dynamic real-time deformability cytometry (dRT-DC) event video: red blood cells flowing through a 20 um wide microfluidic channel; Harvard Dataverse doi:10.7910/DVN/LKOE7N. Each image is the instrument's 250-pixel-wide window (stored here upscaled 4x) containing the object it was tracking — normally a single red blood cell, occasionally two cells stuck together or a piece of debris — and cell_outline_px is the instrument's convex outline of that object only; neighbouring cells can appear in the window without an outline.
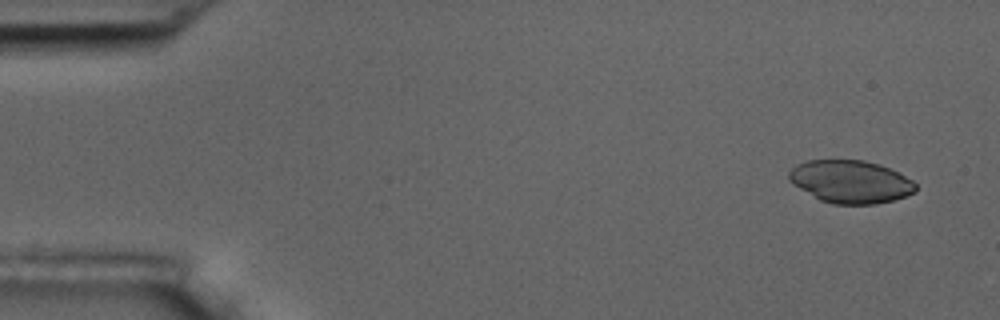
{"species": "common noctule bat (a hibernating species)", "species_latin": "Nyctalus noctula", "temperature_condition": "room temperature", "stored_images_in_passage": 4, "camera_frame_rate_fps": 3000, "um_per_image_px": 0.085, "animal": {"sex": "male", "body_mass_g": 17.5, "forearm_length_mm": 52.3}, "frame": {"image": 1, "passage_image": 1, "time_ms": 0.0, "image_size_px": [1000, 320], "cell_outline_px": [[916, 192], [892, 200], [876, 204], [832, 204], [820, 200], [792, 184], [788, 180], [788, 172], [796, 164], [808, 160], [864, 160], [880, 164], [912, 180], [916, 184]], "centroid_in_image_um": [72.26, 15.44], "position_along_channel_um": 12.7, "area_um2": 31.56}}